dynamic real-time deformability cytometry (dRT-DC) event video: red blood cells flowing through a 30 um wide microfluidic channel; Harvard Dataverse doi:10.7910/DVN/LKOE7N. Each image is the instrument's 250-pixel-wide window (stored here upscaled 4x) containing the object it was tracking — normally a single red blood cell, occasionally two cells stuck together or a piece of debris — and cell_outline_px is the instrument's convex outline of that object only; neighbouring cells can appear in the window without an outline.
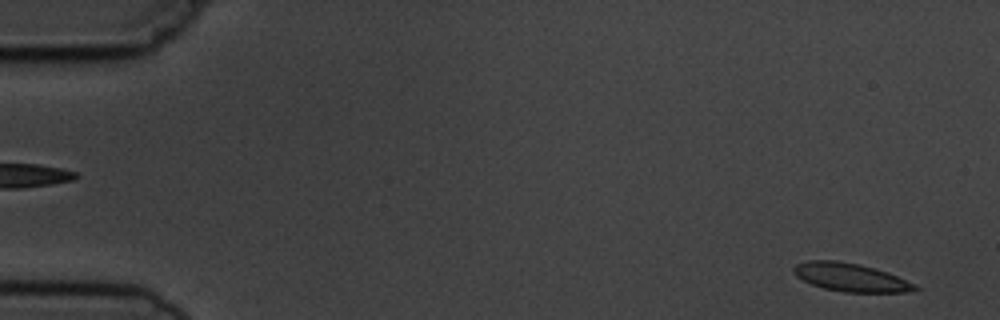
{"species": "common noctule bat (a hibernating species)", "species_latin": "Nyctalus noctula", "temperature_condition": "cold", "stored_images_in_passage": 6, "segment_of_instrument_passage": [2, 2], "camera_frame_rate_fps": 3000, "um_per_image_px": 0.085, "animal": {"sex": "male", "body_mass_g": 19.5, "forearm_length_mm": 54.6}, "frame": {"image": 1, "passage_image": 6, "time_ms": 6.0, "image_size_px": [1000, 320], "cell_outline_px": [[920, 288], [908, 292], [844, 292], [824, 288], [812, 284], [796, 276], [792, 272], [792, 268], [796, 264], [808, 260], [836, 260], [860, 264], [888, 272], [916, 284]], "centroid_in_image_um": [72.3, 23.56], "position_along_channel_um": 12.7, "area_um2": 20.0}}